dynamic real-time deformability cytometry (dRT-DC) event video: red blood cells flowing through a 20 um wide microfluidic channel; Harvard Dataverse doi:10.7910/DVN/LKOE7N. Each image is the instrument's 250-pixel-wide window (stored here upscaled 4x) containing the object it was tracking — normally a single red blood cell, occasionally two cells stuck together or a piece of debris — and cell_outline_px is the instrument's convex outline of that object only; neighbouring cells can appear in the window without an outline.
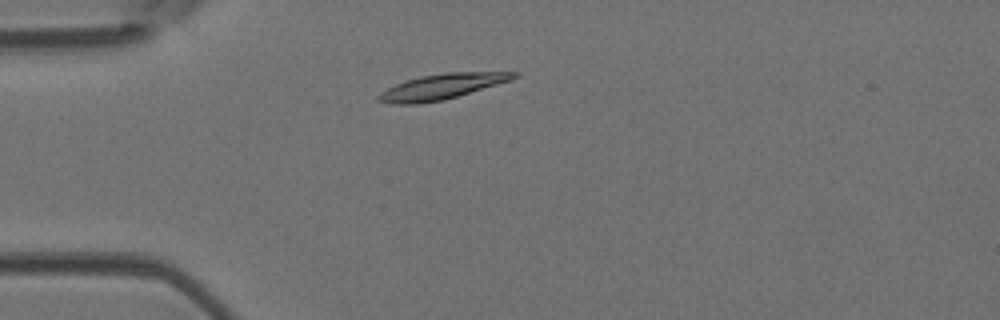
{"species": "Egyptian fruit bat (a non-hibernating species)", "species_latin": "Rousettus aegyptiacus", "temperature_condition": "room temperature", "stored_images_in_passage": 2, "camera_frame_rate_fps": 3000, "um_per_image_px": 0.085, "animal": {"sex": "female"}, "frame": {"image": 1, "passage_image": 2, "time_ms": 0.333, "image_size_px": [1000, 320], "cell_outline_px": [[520, 76], [512, 80], [444, 100], [420, 104], [388, 104], [376, 100], [376, 96], [380, 92], [396, 84], [420, 76], [444, 72], [520, 72]], "centroid_in_image_um": [37.55, 7.37], "position_along_channel_um": 47.5, "area_um2": 20.17}}